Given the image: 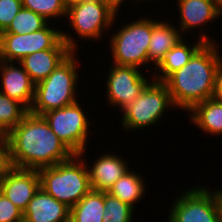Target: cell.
Returning a JSON list of instances; mask_svg holds the SVG:
<instances>
[{"instance_id":"obj_21","label":"cell","mask_w":222,"mask_h":222,"mask_svg":"<svg viewBox=\"0 0 222 222\" xmlns=\"http://www.w3.org/2000/svg\"><path fill=\"white\" fill-rule=\"evenodd\" d=\"M104 191L90 190L70 208L71 222H102L104 216Z\"/></svg>"},{"instance_id":"obj_34","label":"cell","mask_w":222,"mask_h":222,"mask_svg":"<svg viewBox=\"0 0 222 222\" xmlns=\"http://www.w3.org/2000/svg\"><path fill=\"white\" fill-rule=\"evenodd\" d=\"M218 4H219V14L220 16H222V0H218Z\"/></svg>"},{"instance_id":"obj_10","label":"cell","mask_w":222,"mask_h":222,"mask_svg":"<svg viewBox=\"0 0 222 222\" xmlns=\"http://www.w3.org/2000/svg\"><path fill=\"white\" fill-rule=\"evenodd\" d=\"M110 72L106 79V100L112 106L120 107L122 111L131 104L151 82L140 68L114 64L109 67Z\"/></svg>"},{"instance_id":"obj_25","label":"cell","mask_w":222,"mask_h":222,"mask_svg":"<svg viewBox=\"0 0 222 222\" xmlns=\"http://www.w3.org/2000/svg\"><path fill=\"white\" fill-rule=\"evenodd\" d=\"M104 205L102 222H132L134 208L105 191Z\"/></svg>"},{"instance_id":"obj_2","label":"cell","mask_w":222,"mask_h":222,"mask_svg":"<svg viewBox=\"0 0 222 222\" xmlns=\"http://www.w3.org/2000/svg\"><path fill=\"white\" fill-rule=\"evenodd\" d=\"M215 43H204L187 64L164 81L175 108L188 111L195 104L213 98L215 74L222 62Z\"/></svg>"},{"instance_id":"obj_9","label":"cell","mask_w":222,"mask_h":222,"mask_svg":"<svg viewBox=\"0 0 222 222\" xmlns=\"http://www.w3.org/2000/svg\"><path fill=\"white\" fill-rule=\"evenodd\" d=\"M62 39L63 31L53 29L49 23L29 34L0 33V60L19 62L29 54L53 49Z\"/></svg>"},{"instance_id":"obj_4","label":"cell","mask_w":222,"mask_h":222,"mask_svg":"<svg viewBox=\"0 0 222 222\" xmlns=\"http://www.w3.org/2000/svg\"><path fill=\"white\" fill-rule=\"evenodd\" d=\"M72 52L44 80L35 84V95L29 112L42 116L44 113L77 102L78 61ZM77 61V62H76Z\"/></svg>"},{"instance_id":"obj_7","label":"cell","mask_w":222,"mask_h":222,"mask_svg":"<svg viewBox=\"0 0 222 222\" xmlns=\"http://www.w3.org/2000/svg\"><path fill=\"white\" fill-rule=\"evenodd\" d=\"M80 103L50 110L42 116L51 130L74 153L83 155L90 129V122ZM89 127V128H88Z\"/></svg>"},{"instance_id":"obj_16","label":"cell","mask_w":222,"mask_h":222,"mask_svg":"<svg viewBox=\"0 0 222 222\" xmlns=\"http://www.w3.org/2000/svg\"><path fill=\"white\" fill-rule=\"evenodd\" d=\"M177 3L182 36L220 17L218 0H177Z\"/></svg>"},{"instance_id":"obj_14","label":"cell","mask_w":222,"mask_h":222,"mask_svg":"<svg viewBox=\"0 0 222 222\" xmlns=\"http://www.w3.org/2000/svg\"><path fill=\"white\" fill-rule=\"evenodd\" d=\"M15 64L0 60V92L18 101L29 111L34 101L35 83L19 62Z\"/></svg>"},{"instance_id":"obj_17","label":"cell","mask_w":222,"mask_h":222,"mask_svg":"<svg viewBox=\"0 0 222 222\" xmlns=\"http://www.w3.org/2000/svg\"><path fill=\"white\" fill-rule=\"evenodd\" d=\"M199 35L197 43L191 46L181 39L174 47H172L168 52L165 53L162 60L155 66V70H159V75L155 71L153 79L155 81L164 82L172 73L181 69L185 64H187L193 54L204 44V43H214L215 40L210 39L208 34L205 32ZM161 72V73H160Z\"/></svg>"},{"instance_id":"obj_22","label":"cell","mask_w":222,"mask_h":222,"mask_svg":"<svg viewBox=\"0 0 222 222\" xmlns=\"http://www.w3.org/2000/svg\"><path fill=\"white\" fill-rule=\"evenodd\" d=\"M145 187L146 184L142 177L129 170L109 188L107 193L134 208L135 203L145 195Z\"/></svg>"},{"instance_id":"obj_20","label":"cell","mask_w":222,"mask_h":222,"mask_svg":"<svg viewBox=\"0 0 222 222\" xmlns=\"http://www.w3.org/2000/svg\"><path fill=\"white\" fill-rule=\"evenodd\" d=\"M168 21H154V28L148 48V60L157 65L165 53L174 47L181 39L182 34L176 26Z\"/></svg>"},{"instance_id":"obj_28","label":"cell","mask_w":222,"mask_h":222,"mask_svg":"<svg viewBox=\"0 0 222 222\" xmlns=\"http://www.w3.org/2000/svg\"><path fill=\"white\" fill-rule=\"evenodd\" d=\"M0 222H23V212L0 192Z\"/></svg>"},{"instance_id":"obj_1","label":"cell","mask_w":222,"mask_h":222,"mask_svg":"<svg viewBox=\"0 0 222 222\" xmlns=\"http://www.w3.org/2000/svg\"><path fill=\"white\" fill-rule=\"evenodd\" d=\"M7 136L13 167L39 170L66 161L74 155L51 130L43 116L30 112Z\"/></svg>"},{"instance_id":"obj_5","label":"cell","mask_w":222,"mask_h":222,"mask_svg":"<svg viewBox=\"0 0 222 222\" xmlns=\"http://www.w3.org/2000/svg\"><path fill=\"white\" fill-rule=\"evenodd\" d=\"M154 28L152 19L142 17L139 20L129 22L110 39V49L113 56V63L117 65L134 66L149 64L148 48Z\"/></svg>"},{"instance_id":"obj_27","label":"cell","mask_w":222,"mask_h":222,"mask_svg":"<svg viewBox=\"0 0 222 222\" xmlns=\"http://www.w3.org/2000/svg\"><path fill=\"white\" fill-rule=\"evenodd\" d=\"M22 7L21 0H0V33L9 27Z\"/></svg>"},{"instance_id":"obj_19","label":"cell","mask_w":222,"mask_h":222,"mask_svg":"<svg viewBox=\"0 0 222 222\" xmlns=\"http://www.w3.org/2000/svg\"><path fill=\"white\" fill-rule=\"evenodd\" d=\"M190 121L202 132L213 135H222V101L209 98L195 104L190 110Z\"/></svg>"},{"instance_id":"obj_13","label":"cell","mask_w":222,"mask_h":222,"mask_svg":"<svg viewBox=\"0 0 222 222\" xmlns=\"http://www.w3.org/2000/svg\"><path fill=\"white\" fill-rule=\"evenodd\" d=\"M39 189L38 170L12 167L0 179V192L22 212Z\"/></svg>"},{"instance_id":"obj_33","label":"cell","mask_w":222,"mask_h":222,"mask_svg":"<svg viewBox=\"0 0 222 222\" xmlns=\"http://www.w3.org/2000/svg\"><path fill=\"white\" fill-rule=\"evenodd\" d=\"M82 0H62L63 4L68 8L69 6L76 4Z\"/></svg>"},{"instance_id":"obj_31","label":"cell","mask_w":222,"mask_h":222,"mask_svg":"<svg viewBox=\"0 0 222 222\" xmlns=\"http://www.w3.org/2000/svg\"><path fill=\"white\" fill-rule=\"evenodd\" d=\"M210 193L214 197V200L216 203L219 221L222 222V190H217L214 192H212V190H211Z\"/></svg>"},{"instance_id":"obj_11","label":"cell","mask_w":222,"mask_h":222,"mask_svg":"<svg viewBox=\"0 0 222 222\" xmlns=\"http://www.w3.org/2000/svg\"><path fill=\"white\" fill-rule=\"evenodd\" d=\"M169 214L168 222H220L214 197L202 187L178 195Z\"/></svg>"},{"instance_id":"obj_30","label":"cell","mask_w":222,"mask_h":222,"mask_svg":"<svg viewBox=\"0 0 222 222\" xmlns=\"http://www.w3.org/2000/svg\"><path fill=\"white\" fill-rule=\"evenodd\" d=\"M213 98L222 101V62L216 70Z\"/></svg>"},{"instance_id":"obj_24","label":"cell","mask_w":222,"mask_h":222,"mask_svg":"<svg viewBox=\"0 0 222 222\" xmlns=\"http://www.w3.org/2000/svg\"><path fill=\"white\" fill-rule=\"evenodd\" d=\"M49 22L39 14L22 7L9 27L2 33L29 34L43 29Z\"/></svg>"},{"instance_id":"obj_3","label":"cell","mask_w":222,"mask_h":222,"mask_svg":"<svg viewBox=\"0 0 222 222\" xmlns=\"http://www.w3.org/2000/svg\"><path fill=\"white\" fill-rule=\"evenodd\" d=\"M83 158L74 154L66 161L38 170L40 187L69 208L91 190L88 164Z\"/></svg>"},{"instance_id":"obj_12","label":"cell","mask_w":222,"mask_h":222,"mask_svg":"<svg viewBox=\"0 0 222 222\" xmlns=\"http://www.w3.org/2000/svg\"><path fill=\"white\" fill-rule=\"evenodd\" d=\"M75 38L63 31V39L53 48L25 56L20 65L37 84L46 79L73 51L77 52Z\"/></svg>"},{"instance_id":"obj_32","label":"cell","mask_w":222,"mask_h":222,"mask_svg":"<svg viewBox=\"0 0 222 222\" xmlns=\"http://www.w3.org/2000/svg\"><path fill=\"white\" fill-rule=\"evenodd\" d=\"M103 1L108 3L114 10L118 12V9L121 7V4L125 0H103ZM135 2H142V0H135Z\"/></svg>"},{"instance_id":"obj_23","label":"cell","mask_w":222,"mask_h":222,"mask_svg":"<svg viewBox=\"0 0 222 222\" xmlns=\"http://www.w3.org/2000/svg\"><path fill=\"white\" fill-rule=\"evenodd\" d=\"M28 112L21 103L0 92V133L8 134Z\"/></svg>"},{"instance_id":"obj_26","label":"cell","mask_w":222,"mask_h":222,"mask_svg":"<svg viewBox=\"0 0 222 222\" xmlns=\"http://www.w3.org/2000/svg\"><path fill=\"white\" fill-rule=\"evenodd\" d=\"M21 2L24 8L39 14L47 21L67 15V7L62 0H21Z\"/></svg>"},{"instance_id":"obj_6","label":"cell","mask_w":222,"mask_h":222,"mask_svg":"<svg viewBox=\"0 0 222 222\" xmlns=\"http://www.w3.org/2000/svg\"><path fill=\"white\" fill-rule=\"evenodd\" d=\"M169 107L175 108L167 85L152 79L142 93L121 111V125L126 131L144 130L156 125Z\"/></svg>"},{"instance_id":"obj_8","label":"cell","mask_w":222,"mask_h":222,"mask_svg":"<svg viewBox=\"0 0 222 222\" xmlns=\"http://www.w3.org/2000/svg\"><path fill=\"white\" fill-rule=\"evenodd\" d=\"M66 17L80 39L98 41L116 23L117 11L103 0H82L67 8Z\"/></svg>"},{"instance_id":"obj_29","label":"cell","mask_w":222,"mask_h":222,"mask_svg":"<svg viewBox=\"0 0 222 222\" xmlns=\"http://www.w3.org/2000/svg\"><path fill=\"white\" fill-rule=\"evenodd\" d=\"M7 134L0 133V179L12 168Z\"/></svg>"},{"instance_id":"obj_15","label":"cell","mask_w":222,"mask_h":222,"mask_svg":"<svg viewBox=\"0 0 222 222\" xmlns=\"http://www.w3.org/2000/svg\"><path fill=\"white\" fill-rule=\"evenodd\" d=\"M70 208L41 187L23 212V222H67Z\"/></svg>"},{"instance_id":"obj_18","label":"cell","mask_w":222,"mask_h":222,"mask_svg":"<svg viewBox=\"0 0 222 222\" xmlns=\"http://www.w3.org/2000/svg\"><path fill=\"white\" fill-rule=\"evenodd\" d=\"M103 155V156H102ZM92 165L88 167L90 186L95 191L107 192L109 188L130 169L126 160L117 154H102Z\"/></svg>"}]
</instances>
